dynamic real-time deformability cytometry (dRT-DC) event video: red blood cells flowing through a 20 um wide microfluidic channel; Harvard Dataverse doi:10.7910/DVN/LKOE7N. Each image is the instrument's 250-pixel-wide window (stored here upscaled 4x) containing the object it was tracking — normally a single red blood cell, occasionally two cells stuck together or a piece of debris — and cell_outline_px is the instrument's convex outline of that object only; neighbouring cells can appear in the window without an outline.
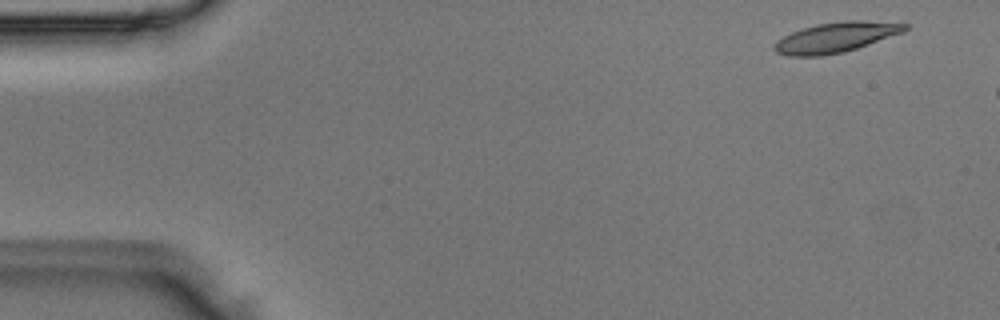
{"species": "Egyptian fruit bat (a non-hibernating species)", "species_latin": "Rousettus aegyptiacus", "temperature_condition": "room temperature", "stored_images_in_passage": 3, "camera_frame_rate_fps": 3000, "um_per_image_px": 0.085, "animal": {"sex": "male"}, "frame": {"image": 1, "passage_image": 1, "time_ms": 0.0, "image_size_px": [1000, 320], "cell_outline_px": [[908, 28], [904, 32], [844, 52], [820, 56], [788, 56], [776, 52], [772, 48], [784, 36], [792, 32], [816, 24], [844, 20], [864, 20], [908, 24]], "centroid_in_image_um": [71.06, 3.17], "position_along_channel_um": 13.9, "area_um2": 22.72}}